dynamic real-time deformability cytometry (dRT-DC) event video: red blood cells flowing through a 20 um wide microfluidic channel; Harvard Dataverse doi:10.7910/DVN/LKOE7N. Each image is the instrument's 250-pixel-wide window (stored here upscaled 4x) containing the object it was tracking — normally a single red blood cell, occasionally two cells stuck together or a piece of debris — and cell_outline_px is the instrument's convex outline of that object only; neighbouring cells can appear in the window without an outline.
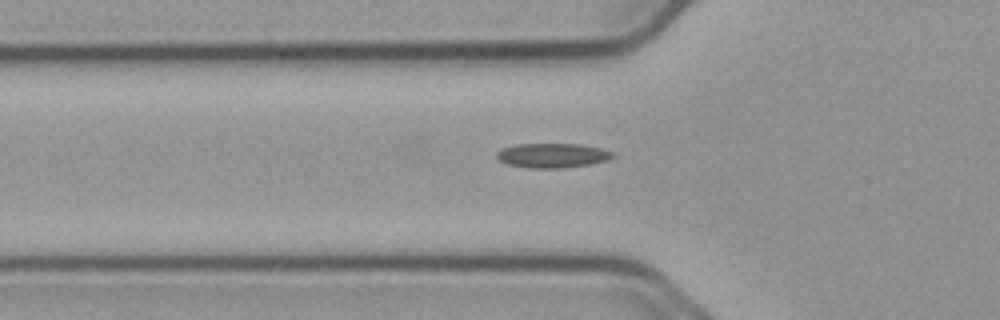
{"species": "common noctule bat (a hibernating species)", "species_latin": "Nyctalus noctula", "temperature_condition": "cold", "stored_images_in_passage": 35, "camera_frame_rate_fps": 3000, "um_per_image_px": 0.085, "animal": {"sex": "male", "body_mass_g": 23.1, "forearm_length_mm": 52.7}, "frame": {"image": 1, "passage_image": 3, "time_ms": 0.667, "image_size_px": [1000, 320], "cell_outline_px": [[616, 156], [608, 160], [588, 164], [564, 168], [528, 168], [504, 164], [496, 156], [496, 152], [500, 148], [516, 144], [584, 144], [616, 152]], "centroid_in_image_um": [46.95, 13.21], "position_along_channel_um": 78.8, "area_um2": 16.88}}
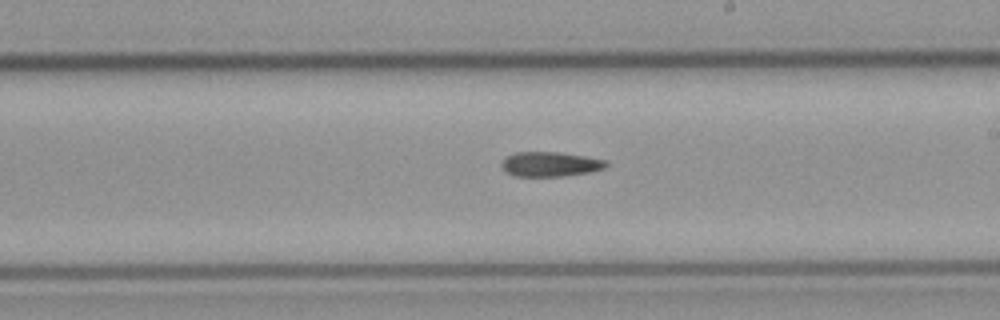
{"frame": {"image": 2, "passage_image": 16, "time_ms": 5.0, "image_size_px": [1000, 320], "cell_outline_px": [[608, 164], [604, 168], [588, 172], [564, 176], [516, 176], [508, 172], [500, 164], [508, 156], [516, 152], [560, 152], [608, 160]], "centroid_in_image_um": [46.81, 13.95], "position_along_channel_um": 242.2, "area_um2": 14.85}}
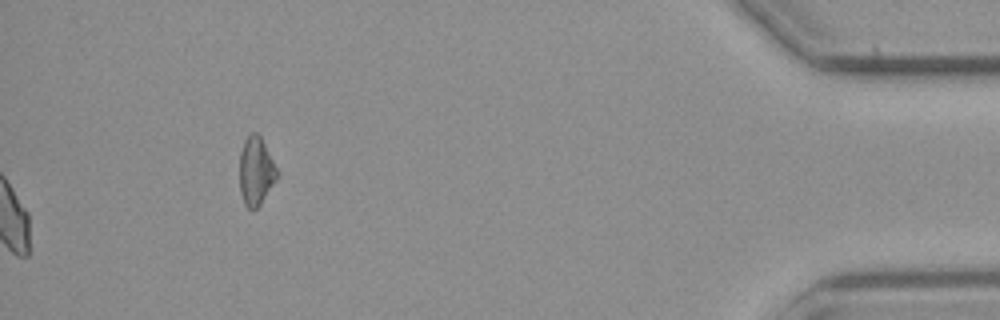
{"frame": {"image": 3, "passage_image": 35, "time_ms": 11.333, "image_size_px": [1000, 320], "cell_outline_px": [[276, 180], [260, 204], [252, 212], [244, 204], [240, 192], [240, 152], [244, 140], [252, 132], [256, 132], [260, 136], [276, 168]], "centroid_in_image_um": [21.72, 14.57], "position_along_channel_um": 413.5, "area_um2": 14.62}, "authors_computed_cell_mechanics": {"area_um2": 15.7216, "velocity_mm_per_s": 3.7416, "shape_relaxation_time_tau1_ms": null, "shape_relaxation_time_tau2_ms": 10.8435, "deformation_change_tau1": null, "deformation_change_tau2": 0.2093}}